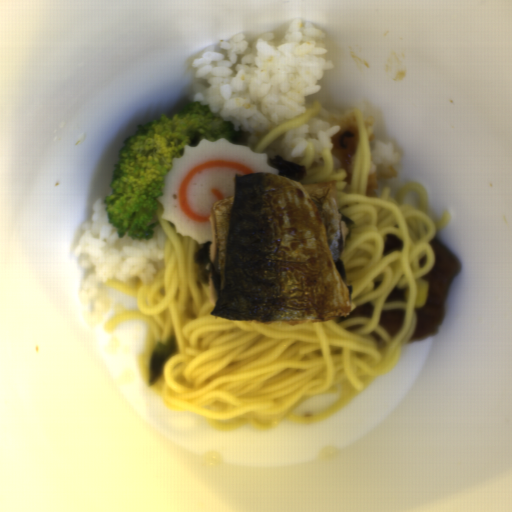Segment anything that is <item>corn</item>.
I'll return each instance as SVG.
<instances>
[{"label":"corn","mask_w":512,"mask_h":512,"mask_svg":"<svg viewBox=\"0 0 512 512\" xmlns=\"http://www.w3.org/2000/svg\"><path fill=\"white\" fill-rule=\"evenodd\" d=\"M429 281L424 280L422 277L418 279L416 289L415 307H422L428 299Z\"/></svg>","instance_id":"corn-1"}]
</instances>
